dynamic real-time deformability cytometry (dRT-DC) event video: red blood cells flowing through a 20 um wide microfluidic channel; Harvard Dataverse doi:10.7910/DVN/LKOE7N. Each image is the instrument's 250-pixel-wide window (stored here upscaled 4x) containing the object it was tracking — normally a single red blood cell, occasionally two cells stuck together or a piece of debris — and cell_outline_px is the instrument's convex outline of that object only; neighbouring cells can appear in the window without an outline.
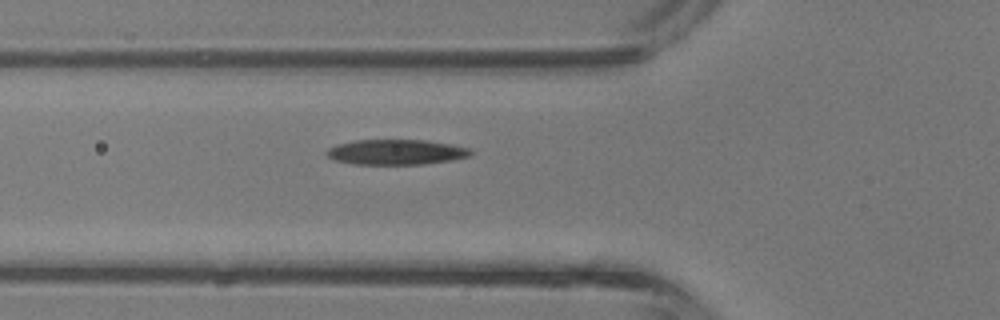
{"species": "common noctule bat (a hibernating species)", "species_latin": "Nyctalus noctula", "temperature_condition": "room temperature", "stored_images_in_passage": 29, "camera_frame_rate_fps": 3000, "um_per_image_px": 0.085, "animal": {"sex": "male", "body_mass_g": 13.3}, "frame": {"image": 1, "passage_image": 3, "time_ms": 0.667, "image_size_px": [1000, 320], "cell_outline_px": [[472, 152], [468, 156], [452, 160], [424, 164], [352, 164], [336, 160], [328, 156], [324, 152], [328, 148], [336, 144], [356, 140], [424, 140], [452, 144], [468, 148]], "centroid_in_image_um": [33.64, 12.92], "position_along_channel_um": 92.2, "area_um2": 21.1}}
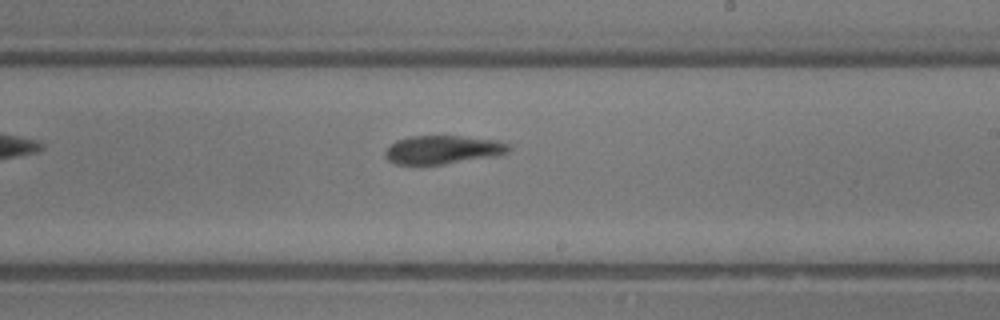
{"frame": {"image": 2, "passage_image": 13, "time_ms": 4.0, "image_size_px": [1000, 320], "cell_outline_px": [[512, 148], [508, 152], [496, 156], [444, 164], [396, 164], [388, 160], [384, 156], [384, 152], [396, 140], [408, 136], [460, 136], [496, 140], [508, 144]], "centroid_in_image_um": [37.64, 12.72], "position_along_channel_um": 251.4, "area_um2": 20.46}}
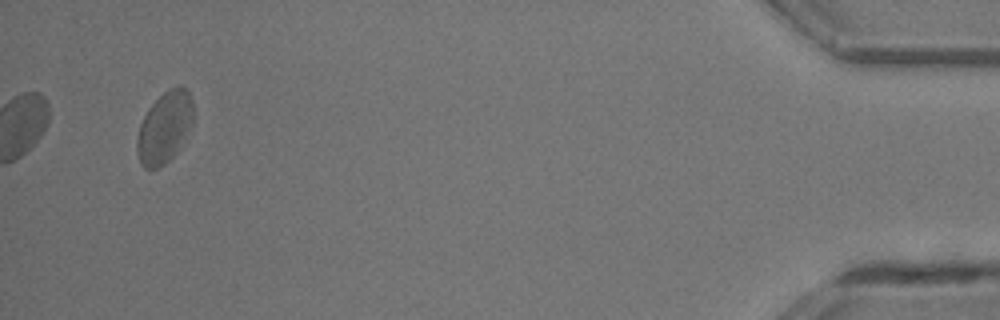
{"frame": {"image": 3, "passage_image": 29, "time_ms": 9.333, "image_size_px": [1000, 320], "cell_outline_px": [[192, 124], [184, 140], [176, 152], [164, 164], [156, 168], [144, 168], [140, 164], [136, 148], [136, 140], [140, 124], [148, 108], [168, 88], [176, 84], [180, 84], [188, 92], [192, 100]], "centroid_in_image_um": [13.97, 10.81], "position_along_channel_um": 421.2, "area_um2": 23.29}, "authors_computed_cell_mechanics": {"area_um2": 21.1548, "velocity_mm_per_s": 4.7717, "shape_relaxation_time_tau1_ms": null, "shape_relaxation_time_tau2_ms": 5.489, "deformation_change_tau1": null, "deformation_change_tau2": 0.1554}}